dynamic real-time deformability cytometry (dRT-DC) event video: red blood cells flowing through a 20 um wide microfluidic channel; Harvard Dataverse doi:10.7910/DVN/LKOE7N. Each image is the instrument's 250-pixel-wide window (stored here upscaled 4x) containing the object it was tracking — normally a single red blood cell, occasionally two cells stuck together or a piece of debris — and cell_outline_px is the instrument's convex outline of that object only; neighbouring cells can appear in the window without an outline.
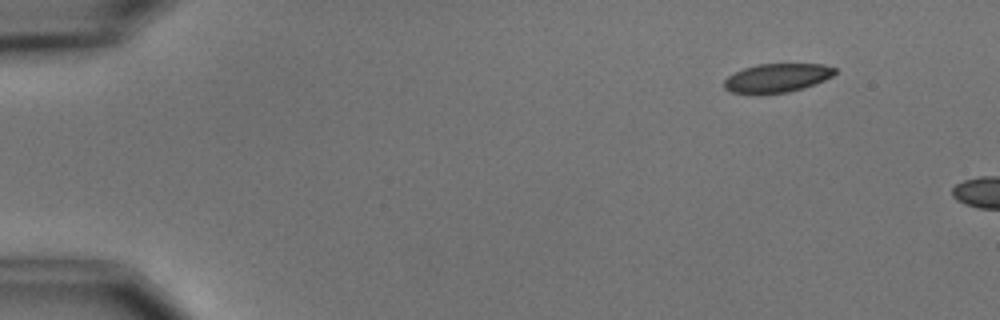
{"species": "common noctule bat (a hibernating species)", "species_latin": "Nyctalus noctula", "temperature_condition": "cold", "stored_images_in_passage": 5, "camera_frame_rate_fps": 3000, "um_per_image_px": 0.085, "animal": {"sex": "male", "body_mass_g": 15.6}, "frame": {"image": 1, "passage_image": 2, "time_ms": 1.0, "image_size_px": [1000, 320], "cell_outline_px": [[836, 72], [832, 76], [824, 80], [804, 88], [788, 92], [732, 92], [724, 88], [724, 80], [728, 76], [744, 68], [756, 64], [824, 64], [836, 68]], "centroid_in_image_um": [66.08, 6.59], "position_along_channel_um": 18.9, "area_um2": 18.15}}